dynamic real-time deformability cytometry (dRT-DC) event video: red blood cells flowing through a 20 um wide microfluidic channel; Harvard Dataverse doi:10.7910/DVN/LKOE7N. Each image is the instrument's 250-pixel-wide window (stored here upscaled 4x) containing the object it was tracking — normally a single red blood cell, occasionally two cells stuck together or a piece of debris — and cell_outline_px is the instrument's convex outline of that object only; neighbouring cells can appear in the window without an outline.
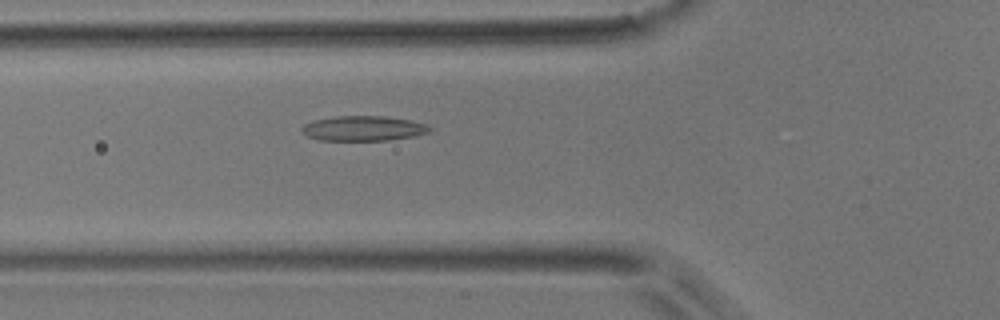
{"species": "common noctule bat (a hibernating species)", "species_latin": "Nyctalus noctula", "temperature_condition": "room temperature", "stored_images_in_passage": 40, "camera_frame_rate_fps": 3000, "um_per_image_px": 0.085, "animal": {"sex": "male", "body_mass_g": 17.9}, "frame": {"image": 1, "passage_image": 11, "time_ms": 3.333, "image_size_px": [1000, 320], "cell_outline_px": [[432, 128], [428, 132], [412, 136], [388, 140], [316, 140], [300, 132], [300, 128], [304, 124], [312, 120], [336, 116], [384, 116], [408, 120], [428, 124]], "centroid_in_image_um": [30.82, 10.91], "position_along_channel_um": 95.0, "area_um2": 18.61}}
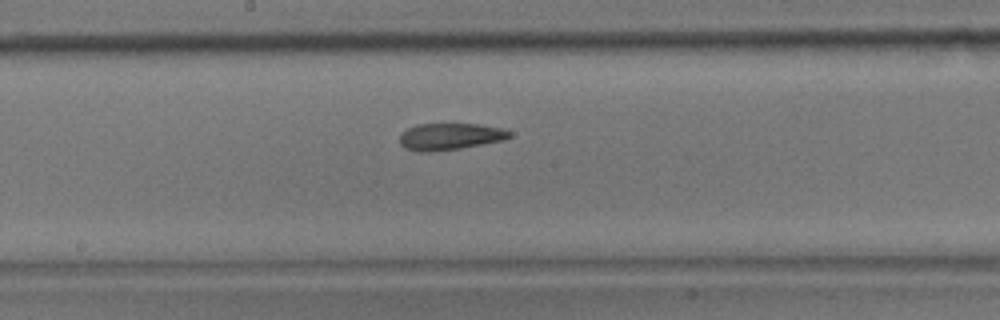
{"frame": {"image": 2, "passage_image": 20, "time_ms": 6.333, "image_size_px": [1000, 320], "cell_outline_px": [[512, 136], [504, 140], [460, 148], [432, 152], [416, 152], [404, 148], [400, 144], [400, 132], [408, 128], [420, 124], [480, 124], [500, 128], [512, 132]], "centroid_in_image_um": [38.22, 11.61], "position_along_channel_um": 210.0, "area_um2": 17.22}}
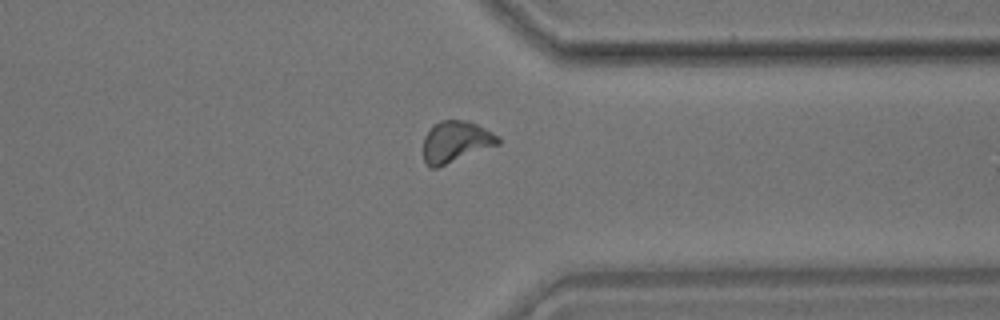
{"frame": {"image": 3, "passage_image": 33, "time_ms": 10.667, "image_size_px": [1000, 320], "cell_outline_px": [[500, 144], [436, 168], [432, 168], [424, 160], [424, 136], [432, 124], [440, 120], [468, 120], [492, 132], [500, 140]], "centroid_in_image_um": [38.72, 12.03], "position_along_channel_um": 372.7, "area_um2": 17.92}, "authors_computed_cell_mechanics": {"area_um2": 17.7735, "velocity_mm_per_s": 3.8191, "shape_relaxation_time_tau1_ms": null, "shape_relaxation_time_tau2_ms": 2.6849, "deformation_change_tau1": null, "deformation_change_tau2": 0.0882}}